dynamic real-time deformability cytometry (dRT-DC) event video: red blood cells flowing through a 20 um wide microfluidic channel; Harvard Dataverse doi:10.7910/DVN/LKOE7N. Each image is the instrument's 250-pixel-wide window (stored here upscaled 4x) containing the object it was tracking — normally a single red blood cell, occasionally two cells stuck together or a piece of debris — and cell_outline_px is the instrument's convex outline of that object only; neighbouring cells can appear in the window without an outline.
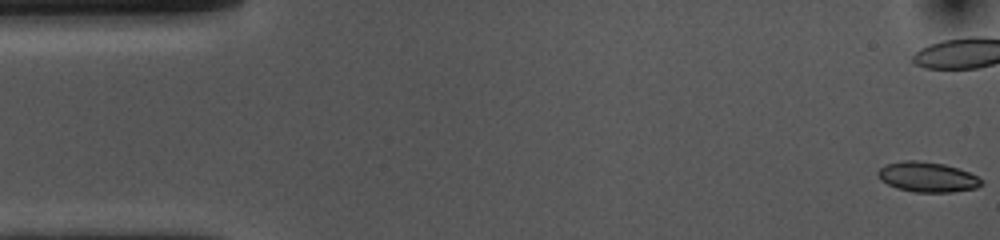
{"species": "common noctule bat (a hibernating species)", "species_latin": "Nyctalus noctula", "temperature_condition": "cold", "stored_images_in_passage": 54, "camera_frame_rate_fps": 3000, "um_per_image_px": 0.085, "animal": {"sex": "female", "body_mass_g": 10.0, "forearm_length_mm": 53.1}, "frame": {"image": 1, "passage_image": 1, "time_ms": 0.0, "image_size_px": [1000, 240], "cell_outline_px": [[984, 184], [976, 188], [952, 192], [916, 192], [896, 188], [880, 180], [876, 172], [884, 164], [904, 160], [916, 160], [944, 164], [968, 172], [984, 180]], "centroid_in_image_um": [78.81, 15.04], "position_along_channel_um": 6.2, "area_um2": 18.21}, "authors_computed_cell_mechanics": {"area_um2": 18.207, "velocity_mm_per_s": 3.6983, "shape_relaxation_time_tau1_ms": 8.0157, "shape_relaxation_time_tau2_ms": 2.4624, "deformation_change_tau1": 0.1238, "deformation_change_tau2": 0.0615}}